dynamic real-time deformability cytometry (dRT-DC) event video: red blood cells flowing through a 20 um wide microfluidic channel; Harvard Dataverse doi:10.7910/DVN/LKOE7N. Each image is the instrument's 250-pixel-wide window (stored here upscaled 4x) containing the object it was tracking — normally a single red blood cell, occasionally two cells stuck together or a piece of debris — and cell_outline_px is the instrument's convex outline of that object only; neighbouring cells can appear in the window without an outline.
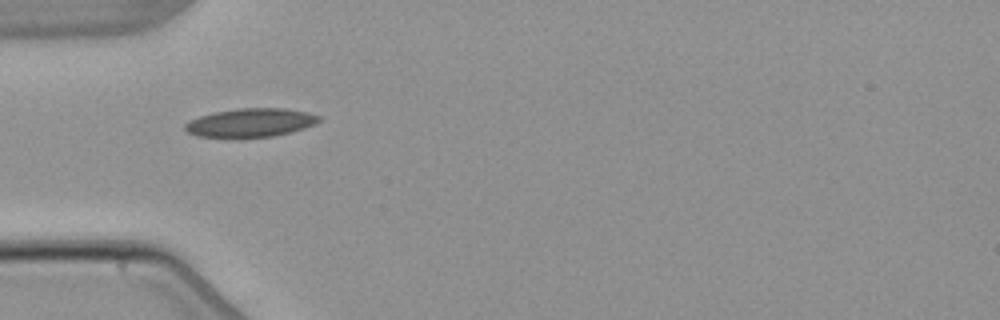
{"species": "common noctule bat (a hibernating species)", "species_latin": "Nyctalus noctula", "temperature_condition": "warm", "stored_images_in_passage": 1, "camera_frame_rate_fps": 3000, "um_per_image_px": 0.085, "animal": {"sex": "male", "body_mass_g": 21.5, "forearm_length_mm": 52.0}, "frame": {"image": 1, "passage_image": 1, "time_ms": 0.0, "image_size_px": [1000, 320], "cell_outline_px": [[320, 120], [316, 124], [304, 128], [272, 136], [196, 136], [188, 132], [184, 128], [184, 124], [200, 116], [212, 112], [240, 108], [284, 108], [308, 112], [320, 116]], "centroid_in_image_um": [21.32, 10.4], "position_along_channel_um": 63.7, "area_um2": 21.85}}